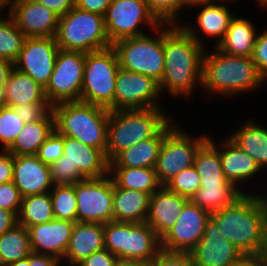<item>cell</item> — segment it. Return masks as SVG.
I'll use <instances>...</instances> for the list:
<instances>
[{
	"label": "cell",
	"mask_w": 267,
	"mask_h": 266,
	"mask_svg": "<svg viewBox=\"0 0 267 266\" xmlns=\"http://www.w3.org/2000/svg\"><path fill=\"white\" fill-rule=\"evenodd\" d=\"M182 25L163 24L165 69L159 88L173 97H188L196 84H202L204 41L197 34V26Z\"/></svg>",
	"instance_id": "6da1fadb"
},
{
	"label": "cell",
	"mask_w": 267,
	"mask_h": 266,
	"mask_svg": "<svg viewBox=\"0 0 267 266\" xmlns=\"http://www.w3.org/2000/svg\"><path fill=\"white\" fill-rule=\"evenodd\" d=\"M267 195L244 193L232 205L211 214L219 232L245 257H260L267 223Z\"/></svg>",
	"instance_id": "7a4b0ae2"
},
{
	"label": "cell",
	"mask_w": 267,
	"mask_h": 266,
	"mask_svg": "<svg viewBox=\"0 0 267 266\" xmlns=\"http://www.w3.org/2000/svg\"><path fill=\"white\" fill-rule=\"evenodd\" d=\"M214 52L204 51L201 89L207 93L230 97L261 87L265 78L251 57L229 55L216 47Z\"/></svg>",
	"instance_id": "3957f363"
},
{
	"label": "cell",
	"mask_w": 267,
	"mask_h": 266,
	"mask_svg": "<svg viewBox=\"0 0 267 266\" xmlns=\"http://www.w3.org/2000/svg\"><path fill=\"white\" fill-rule=\"evenodd\" d=\"M170 121L161 107L110 111L105 150L108 163L140 141L156 136Z\"/></svg>",
	"instance_id": "277c9868"
},
{
	"label": "cell",
	"mask_w": 267,
	"mask_h": 266,
	"mask_svg": "<svg viewBox=\"0 0 267 266\" xmlns=\"http://www.w3.org/2000/svg\"><path fill=\"white\" fill-rule=\"evenodd\" d=\"M55 129L63 136L81 141L105 154L110 110L81 101L52 106Z\"/></svg>",
	"instance_id": "5b68a950"
},
{
	"label": "cell",
	"mask_w": 267,
	"mask_h": 266,
	"mask_svg": "<svg viewBox=\"0 0 267 266\" xmlns=\"http://www.w3.org/2000/svg\"><path fill=\"white\" fill-rule=\"evenodd\" d=\"M55 40L59 49L83 53L112 46L106 32L104 16L76 6L59 17Z\"/></svg>",
	"instance_id": "8992f818"
},
{
	"label": "cell",
	"mask_w": 267,
	"mask_h": 266,
	"mask_svg": "<svg viewBox=\"0 0 267 266\" xmlns=\"http://www.w3.org/2000/svg\"><path fill=\"white\" fill-rule=\"evenodd\" d=\"M104 244L120 262L156 258L162 250L161 238L146 222L105 223Z\"/></svg>",
	"instance_id": "52a82bcc"
},
{
	"label": "cell",
	"mask_w": 267,
	"mask_h": 266,
	"mask_svg": "<svg viewBox=\"0 0 267 266\" xmlns=\"http://www.w3.org/2000/svg\"><path fill=\"white\" fill-rule=\"evenodd\" d=\"M119 61L115 49L108 48L85 53L81 102L114 111V94Z\"/></svg>",
	"instance_id": "ba28073f"
},
{
	"label": "cell",
	"mask_w": 267,
	"mask_h": 266,
	"mask_svg": "<svg viewBox=\"0 0 267 266\" xmlns=\"http://www.w3.org/2000/svg\"><path fill=\"white\" fill-rule=\"evenodd\" d=\"M156 30L159 31L157 37L146 33L119 40L112 44V47L116 51L119 66L122 69L144 74L160 83L165 69L163 24H160Z\"/></svg>",
	"instance_id": "9c48e42d"
},
{
	"label": "cell",
	"mask_w": 267,
	"mask_h": 266,
	"mask_svg": "<svg viewBox=\"0 0 267 266\" xmlns=\"http://www.w3.org/2000/svg\"><path fill=\"white\" fill-rule=\"evenodd\" d=\"M174 126L164 136L154 167L159 183L164 186L182 170L194 165L196 152L208 140L207 135L189 136Z\"/></svg>",
	"instance_id": "30bf717a"
},
{
	"label": "cell",
	"mask_w": 267,
	"mask_h": 266,
	"mask_svg": "<svg viewBox=\"0 0 267 266\" xmlns=\"http://www.w3.org/2000/svg\"><path fill=\"white\" fill-rule=\"evenodd\" d=\"M84 66L85 53L58 50L53 73L44 88L52 106L61 102L80 101Z\"/></svg>",
	"instance_id": "8fae6325"
},
{
	"label": "cell",
	"mask_w": 267,
	"mask_h": 266,
	"mask_svg": "<svg viewBox=\"0 0 267 266\" xmlns=\"http://www.w3.org/2000/svg\"><path fill=\"white\" fill-rule=\"evenodd\" d=\"M77 222L105 224L113 221L114 181L110 174L74 184Z\"/></svg>",
	"instance_id": "7c38bea8"
},
{
	"label": "cell",
	"mask_w": 267,
	"mask_h": 266,
	"mask_svg": "<svg viewBox=\"0 0 267 266\" xmlns=\"http://www.w3.org/2000/svg\"><path fill=\"white\" fill-rule=\"evenodd\" d=\"M104 21L111 45L122 39L146 34L140 30V24H147L153 30L160 25L148 10L145 0H113Z\"/></svg>",
	"instance_id": "4fadbf2b"
},
{
	"label": "cell",
	"mask_w": 267,
	"mask_h": 266,
	"mask_svg": "<svg viewBox=\"0 0 267 266\" xmlns=\"http://www.w3.org/2000/svg\"><path fill=\"white\" fill-rule=\"evenodd\" d=\"M159 83L141 73L119 68L116 77L114 110L159 108Z\"/></svg>",
	"instance_id": "5bb4252c"
},
{
	"label": "cell",
	"mask_w": 267,
	"mask_h": 266,
	"mask_svg": "<svg viewBox=\"0 0 267 266\" xmlns=\"http://www.w3.org/2000/svg\"><path fill=\"white\" fill-rule=\"evenodd\" d=\"M211 214L189 200L174 226L161 238V249L189 253L202 239Z\"/></svg>",
	"instance_id": "9a60e30c"
},
{
	"label": "cell",
	"mask_w": 267,
	"mask_h": 266,
	"mask_svg": "<svg viewBox=\"0 0 267 266\" xmlns=\"http://www.w3.org/2000/svg\"><path fill=\"white\" fill-rule=\"evenodd\" d=\"M58 50L55 37L26 38L13 66L45 88L53 73Z\"/></svg>",
	"instance_id": "2e32d148"
},
{
	"label": "cell",
	"mask_w": 267,
	"mask_h": 266,
	"mask_svg": "<svg viewBox=\"0 0 267 266\" xmlns=\"http://www.w3.org/2000/svg\"><path fill=\"white\" fill-rule=\"evenodd\" d=\"M194 266H236L246 257L227 240L210 218L202 239L189 252Z\"/></svg>",
	"instance_id": "e0dca14e"
},
{
	"label": "cell",
	"mask_w": 267,
	"mask_h": 266,
	"mask_svg": "<svg viewBox=\"0 0 267 266\" xmlns=\"http://www.w3.org/2000/svg\"><path fill=\"white\" fill-rule=\"evenodd\" d=\"M9 15L29 37H55L59 16L35 0H7Z\"/></svg>",
	"instance_id": "ac0fdd59"
},
{
	"label": "cell",
	"mask_w": 267,
	"mask_h": 266,
	"mask_svg": "<svg viewBox=\"0 0 267 266\" xmlns=\"http://www.w3.org/2000/svg\"><path fill=\"white\" fill-rule=\"evenodd\" d=\"M21 197L50 192L53 188L49 165L36 155H14L13 180Z\"/></svg>",
	"instance_id": "d6986e66"
},
{
	"label": "cell",
	"mask_w": 267,
	"mask_h": 266,
	"mask_svg": "<svg viewBox=\"0 0 267 266\" xmlns=\"http://www.w3.org/2000/svg\"><path fill=\"white\" fill-rule=\"evenodd\" d=\"M75 222L54 219L27 228L34 253L52 255L64 260Z\"/></svg>",
	"instance_id": "ffe728a7"
},
{
	"label": "cell",
	"mask_w": 267,
	"mask_h": 266,
	"mask_svg": "<svg viewBox=\"0 0 267 266\" xmlns=\"http://www.w3.org/2000/svg\"><path fill=\"white\" fill-rule=\"evenodd\" d=\"M189 200L161 186L150 196L145 222L162 238L174 226Z\"/></svg>",
	"instance_id": "44dd1931"
},
{
	"label": "cell",
	"mask_w": 267,
	"mask_h": 266,
	"mask_svg": "<svg viewBox=\"0 0 267 266\" xmlns=\"http://www.w3.org/2000/svg\"><path fill=\"white\" fill-rule=\"evenodd\" d=\"M217 147V143L208 137V141L218 150L222 162V168L225 178L234 184L238 189L239 183L254 178V176L262 171L256 161L240 149L229 138H224ZM215 143V144H214Z\"/></svg>",
	"instance_id": "7402d4cb"
},
{
	"label": "cell",
	"mask_w": 267,
	"mask_h": 266,
	"mask_svg": "<svg viewBox=\"0 0 267 266\" xmlns=\"http://www.w3.org/2000/svg\"><path fill=\"white\" fill-rule=\"evenodd\" d=\"M63 161L78 167L86 178H100L109 174V163L101 150L68 136H64Z\"/></svg>",
	"instance_id": "603a6c76"
},
{
	"label": "cell",
	"mask_w": 267,
	"mask_h": 266,
	"mask_svg": "<svg viewBox=\"0 0 267 266\" xmlns=\"http://www.w3.org/2000/svg\"><path fill=\"white\" fill-rule=\"evenodd\" d=\"M105 248L104 224L75 222L64 255L69 266H76L92 253Z\"/></svg>",
	"instance_id": "cb8c5ba5"
},
{
	"label": "cell",
	"mask_w": 267,
	"mask_h": 266,
	"mask_svg": "<svg viewBox=\"0 0 267 266\" xmlns=\"http://www.w3.org/2000/svg\"><path fill=\"white\" fill-rule=\"evenodd\" d=\"M150 194L118 187L114 183L113 220L143 223L148 215Z\"/></svg>",
	"instance_id": "d4e9b609"
},
{
	"label": "cell",
	"mask_w": 267,
	"mask_h": 266,
	"mask_svg": "<svg viewBox=\"0 0 267 266\" xmlns=\"http://www.w3.org/2000/svg\"><path fill=\"white\" fill-rule=\"evenodd\" d=\"M171 122L172 121H170L156 136L140 141L131 148L121 152L109 163V167L154 168L164 136L175 123L174 121Z\"/></svg>",
	"instance_id": "484cf974"
},
{
	"label": "cell",
	"mask_w": 267,
	"mask_h": 266,
	"mask_svg": "<svg viewBox=\"0 0 267 266\" xmlns=\"http://www.w3.org/2000/svg\"><path fill=\"white\" fill-rule=\"evenodd\" d=\"M255 30L249 19L235 15L224 38L215 47L229 55L251 57L257 37Z\"/></svg>",
	"instance_id": "4316f807"
},
{
	"label": "cell",
	"mask_w": 267,
	"mask_h": 266,
	"mask_svg": "<svg viewBox=\"0 0 267 266\" xmlns=\"http://www.w3.org/2000/svg\"><path fill=\"white\" fill-rule=\"evenodd\" d=\"M54 129L55 118L51 110L43 119L26 123L7 151L13 155H36Z\"/></svg>",
	"instance_id": "83f0119b"
},
{
	"label": "cell",
	"mask_w": 267,
	"mask_h": 266,
	"mask_svg": "<svg viewBox=\"0 0 267 266\" xmlns=\"http://www.w3.org/2000/svg\"><path fill=\"white\" fill-rule=\"evenodd\" d=\"M7 107L28 103L48 102L44 88L26 75L13 68L5 83Z\"/></svg>",
	"instance_id": "f1b7e54d"
},
{
	"label": "cell",
	"mask_w": 267,
	"mask_h": 266,
	"mask_svg": "<svg viewBox=\"0 0 267 266\" xmlns=\"http://www.w3.org/2000/svg\"><path fill=\"white\" fill-rule=\"evenodd\" d=\"M247 121L228 138L251 156L262 170L267 169V129L251 118Z\"/></svg>",
	"instance_id": "f546056e"
},
{
	"label": "cell",
	"mask_w": 267,
	"mask_h": 266,
	"mask_svg": "<svg viewBox=\"0 0 267 266\" xmlns=\"http://www.w3.org/2000/svg\"><path fill=\"white\" fill-rule=\"evenodd\" d=\"M109 174L118 187L138 190L150 195L162 186L154 168L109 167Z\"/></svg>",
	"instance_id": "4dcf8cb0"
},
{
	"label": "cell",
	"mask_w": 267,
	"mask_h": 266,
	"mask_svg": "<svg viewBox=\"0 0 267 266\" xmlns=\"http://www.w3.org/2000/svg\"><path fill=\"white\" fill-rule=\"evenodd\" d=\"M244 194L234 184L204 185L191 197V201L212 214L232 205Z\"/></svg>",
	"instance_id": "1f68e13d"
},
{
	"label": "cell",
	"mask_w": 267,
	"mask_h": 266,
	"mask_svg": "<svg viewBox=\"0 0 267 266\" xmlns=\"http://www.w3.org/2000/svg\"><path fill=\"white\" fill-rule=\"evenodd\" d=\"M218 3L205 4L197 7L201 8L200 12L197 14L196 22L199 31H202L208 38H217L218 42L216 46L222 41L225 33L228 30L231 20L234 15L230 13L228 6Z\"/></svg>",
	"instance_id": "d6a6232c"
},
{
	"label": "cell",
	"mask_w": 267,
	"mask_h": 266,
	"mask_svg": "<svg viewBox=\"0 0 267 266\" xmlns=\"http://www.w3.org/2000/svg\"><path fill=\"white\" fill-rule=\"evenodd\" d=\"M194 166L204 185L232 184L224 175L218 150L207 140L196 152Z\"/></svg>",
	"instance_id": "836d02e7"
},
{
	"label": "cell",
	"mask_w": 267,
	"mask_h": 266,
	"mask_svg": "<svg viewBox=\"0 0 267 266\" xmlns=\"http://www.w3.org/2000/svg\"><path fill=\"white\" fill-rule=\"evenodd\" d=\"M33 253L28 230L17 224L0 236V266L24 259Z\"/></svg>",
	"instance_id": "e575fe53"
},
{
	"label": "cell",
	"mask_w": 267,
	"mask_h": 266,
	"mask_svg": "<svg viewBox=\"0 0 267 266\" xmlns=\"http://www.w3.org/2000/svg\"><path fill=\"white\" fill-rule=\"evenodd\" d=\"M50 192L29 195L22 198L18 224L26 229L30 226L54 220Z\"/></svg>",
	"instance_id": "d590c367"
},
{
	"label": "cell",
	"mask_w": 267,
	"mask_h": 266,
	"mask_svg": "<svg viewBox=\"0 0 267 266\" xmlns=\"http://www.w3.org/2000/svg\"><path fill=\"white\" fill-rule=\"evenodd\" d=\"M26 38L9 14L7 19L0 17V58L14 63Z\"/></svg>",
	"instance_id": "8d00e7d4"
},
{
	"label": "cell",
	"mask_w": 267,
	"mask_h": 266,
	"mask_svg": "<svg viewBox=\"0 0 267 266\" xmlns=\"http://www.w3.org/2000/svg\"><path fill=\"white\" fill-rule=\"evenodd\" d=\"M55 219L77 222V200L73 185H55L50 190Z\"/></svg>",
	"instance_id": "74e56055"
},
{
	"label": "cell",
	"mask_w": 267,
	"mask_h": 266,
	"mask_svg": "<svg viewBox=\"0 0 267 266\" xmlns=\"http://www.w3.org/2000/svg\"><path fill=\"white\" fill-rule=\"evenodd\" d=\"M164 186L176 194L191 199L195 192L201 187L200 176L193 165L179 172Z\"/></svg>",
	"instance_id": "f35d334b"
},
{
	"label": "cell",
	"mask_w": 267,
	"mask_h": 266,
	"mask_svg": "<svg viewBox=\"0 0 267 266\" xmlns=\"http://www.w3.org/2000/svg\"><path fill=\"white\" fill-rule=\"evenodd\" d=\"M25 123L11 107L0 109V143L2 150H7L16 140L17 135L24 127Z\"/></svg>",
	"instance_id": "ab89813d"
},
{
	"label": "cell",
	"mask_w": 267,
	"mask_h": 266,
	"mask_svg": "<svg viewBox=\"0 0 267 266\" xmlns=\"http://www.w3.org/2000/svg\"><path fill=\"white\" fill-rule=\"evenodd\" d=\"M150 13L160 24L179 25V13L183 9V0H145Z\"/></svg>",
	"instance_id": "60d3db41"
},
{
	"label": "cell",
	"mask_w": 267,
	"mask_h": 266,
	"mask_svg": "<svg viewBox=\"0 0 267 266\" xmlns=\"http://www.w3.org/2000/svg\"><path fill=\"white\" fill-rule=\"evenodd\" d=\"M50 177L53 185H73L86 177L79 171L78 167H73L67 161H63L61 156L57 161L49 165Z\"/></svg>",
	"instance_id": "b9f144b4"
},
{
	"label": "cell",
	"mask_w": 267,
	"mask_h": 266,
	"mask_svg": "<svg viewBox=\"0 0 267 266\" xmlns=\"http://www.w3.org/2000/svg\"><path fill=\"white\" fill-rule=\"evenodd\" d=\"M64 136L56 129L48 136L38 149L36 156L45 164L50 165L63 156Z\"/></svg>",
	"instance_id": "7bdbcfd3"
},
{
	"label": "cell",
	"mask_w": 267,
	"mask_h": 266,
	"mask_svg": "<svg viewBox=\"0 0 267 266\" xmlns=\"http://www.w3.org/2000/svg\"><path fill=\"white\" fill-rule=\"evenodd\" d=\"M12 108L26 124L43 119L52 110V105L49 102H39L21 104Z\"/></svg>",
	"instance_id": "ee69618b"
},
{
	"label": "cell",
	"mask_w": 267,
	"mask_h": 266,
	"mask_svg": "<svg viewBox=\"0 0 267 266\" xmlns=\"http://www.w3.org/2000/svg\"><path fill=\"white\" fill-rule=\"evenodd\" d=\"M21 202L20 192L12 181L0 184V208L9 210L18 217Z\"/></svg>",
	"instance_id": "f6af8a7d"
},
{
	"label": "cell",
	"mask_w": 267,
	"mask_h": 266,
	"mask_svg": "<svg viewBox=\"0 0 267 266\" xmlns=\"http://www.w3.org/2000/svg\"><path fill=\"white\" fill-rule=\"evenodd\" d=\"M251 58L260 74L267 80V30L263 34H257Z\"/></svg>",
	"instance_id": "bcb514c9"
},
{
	"label": "cell",
	"mask_w": 267,
	"mask_h": 266,
	"mask_svg": "<svg viewBox=\"0 0 267 266\" xmlns=\"http://www.w3.org/2000/svg\"><path fill=\"white\" fill-rule=\"evenodd\" d=\"M155 266H194L189 253L161 250L155 258Z\"/></svg>",
	"instance_id": "7dc6e473"
},
{
	"label": "cell",
	"mask_w": 267,
	"mask_h": 266,
	"mask_svg": "<svg viewBox=\"0 0 267 266\" xmlns=\"http://www.w3.org/2000/svg\"><path fill=\"white\" fill-rule=\"evenodd\" d=\"M120 260L106 248L96 251L76 266H118Z\"/></svg>",
	"instance_id": "c3c4849f"
},
{
	"label": "cell",
	"mask_w": 267,
	"mask_h": 266,
	"mask_svg": "<svg viewBox=\"0 0 267 266\" xmlns=\"http://www.w3.org/2000/svg\"><path fill=\"white\" fill-rule=\"evenodd\" d=\"M14 155L7 150L0 152V184L13 180Z\"/></svg>",
	"instance_id": "681fc988"
},
{
	"label": "cell",
	"mask_w": 267,
	"mask_h": 266,
	"mask_svg": "<svg viewBox=\"0 0 267 266\" xmlns=\"http://www.w3.org/2000/svg\"><path fill=\"white\" fill-rule=\"evenodd\" d=\"M113 0H75V6L81 10L104 16Z\"/></svg>",
	"instance_id": "f907efd6"
},
{
	"label": "cell",
	"mask_w": 267,
	"mask_h": 266,
	"mask_svg": "<svg viewBox=\"0 0 267 266\" xmlns=\"http://www.w3.org/2000/svg\"><path fill=\"white\" fill-rule=\"evenodd\" d=\"M52 10L59 17L65 15L75 6V0H35Z\"/></svg>",
	"instance_id": "816d5d0a"
},
{
	"label": "cell",
	"mask_w": 267,
	"mask_h": 266,
	"mask_svg": "<svg viewBox=\"0 0 267 266\" xmlns=\"http://www.w3.org/2000/svg\"><path fill=\"white\" fill-rule=\"evenodd\" d=\"M61 262L62 260L52 255L34 252L29 254V266H60Z\"/></svg>",
	"instance_id": "f5cc1de1"
},
{
	"label": "cell",
	"mask_w": 267,
	"mask_h": 266,
	"mask_svg": "<svg viewBox=\"0 0 267 266\" xmlns=\"http://www.w3.org/2000/svg\"><path fill=\"white\" fill-rule=\"evenodd\" d=\"M18 224V217L11 211L0 208V236Z\"/></svg>",
	"instance_id": "db71d44e"
},
{
	"label": "cell",
	"mask_w": 267,
	"mask_h": 266,
	"mask_svg": "<svg viewBox=\"0 0 267 266\" xmlns=\"http://www.w3.org/2000/svg\"><path fill=\"white\" fill-rule=\"evenodd\" d=\"M14 68L13 63L9 60L0 58V86H5L8 75Z\"/></svg>",
	"instance_id": "11a10c76"
},
{
	"label": "cell",
	"mask_w": 267,
	"mask_h": 266,
	"mask_svg": "<svg viewBox=\"0 0 267 266\" xmlns=\"http://www.w3.org/2000/svg\"><path fill=\"white\" fill-rule=\"evenodd\" d=\"M118 266H155V258L120 262Z\"/></svg>",
	"instance_id": "9f6ffc18"
},
{
	"label": "cell",
	"mask_w": 267,
	"mask_h": 266,
	"mask_svg": "<svg viewBox=\"0 0 267 266\" xmlns=\"http://www.w3.org/2000/svg\"><path fill=\"white\" fill-rule=\"evenodd\" d=\"M236 266H266L259 257H246Z\"/></svg>",
	"instance_id": "6f0895ef"
},
{
	"label": "cell",
	"mask_w": 267,
	"mask_h": 266,
	"mask_svg": "<svg viewBox=\"0 0 267 266\" xmlns=\"http://www.w3.org/2000/svg\"><path fill=\"white\" fill-rule=\"evenodd\" d=\"M217 2L216 0H183V9L185 6H189V8L191 6H193V8L196 6H201V5H205V4H212Z\"/></svg>",
	"instance_id": "680465c9"
},
{
	"label": "cell",
	"mask_w": 267,
	"mask_h": 266,
	"mask_svg": "<svg viewBox=\"0 0 267 266\" xmlns=\"http://www.w3.org/2000/svg\"><path fill=\"white\" fill-rule=\"evenodd\" d=\"M259 258L267 266V223H266V229H265L264 248H263L262 254Z\"/></svg>",
	"instance_id": "91938a15"
},
{
	"label": "cell",
	"mask_w": 267,
	"mask_h": 266,
	"mask_svg": "<svg viewBox=\"0 0 267 266\" xmlns=\"http://www.w3.org/2000/svg\"><path fill=\"white\" fill-rule=\"evenodd\" d=\"M6 266H29V256L24 259L9 263Z\"/></svg>",
	"instance_id": "94428289"
},
{
	"label": "cell",
	"mask_w": 267,
	"mask_h": 266,
	"mask_svg": "<svg viewBox=\"0 0 267 266\" xmlns=\"http://www.w3.org/2000/svg\"><path fill=\"white\" fill-rule=\"evenodd\" d=\"M7 106L5 99V86H0V109Z\"/></svg>",
	"instance_id": "6125c7cd"
},
{
	"label": "cell",
	"mask_w": 267,
	"mask_h": 266,
	"mask_svg": "<svg viewBox=\"0 0 267 266\" xmlns=\"http://www.w3.org/2000/svg\"><path fill=\"white\" fill-rule=\"evenodd\" d=\"M228 2L229 0H217V2ZM230 1H232V0H230ZM257 2H258V4H260V6H265V7H267V0H257Z\"/></svg>",
	"instance_id": "be15d7a7"
},
{
	"label": "cell",
	"mask_w": 267,
	"mask_h": 266,
	"mask_svg": "<svg viewBox=\"0 0 267 266\" xmlns=\"http://www.w3.org/2000/svg\"><path fill=\"white\" fill-rule=\"evenodd\" d=\"M6 5H7V0H0V11L5 10L4 8L6 7Z\"/></svg>",
	"instance_id": "e7e4bbea"
}]
</instances>
